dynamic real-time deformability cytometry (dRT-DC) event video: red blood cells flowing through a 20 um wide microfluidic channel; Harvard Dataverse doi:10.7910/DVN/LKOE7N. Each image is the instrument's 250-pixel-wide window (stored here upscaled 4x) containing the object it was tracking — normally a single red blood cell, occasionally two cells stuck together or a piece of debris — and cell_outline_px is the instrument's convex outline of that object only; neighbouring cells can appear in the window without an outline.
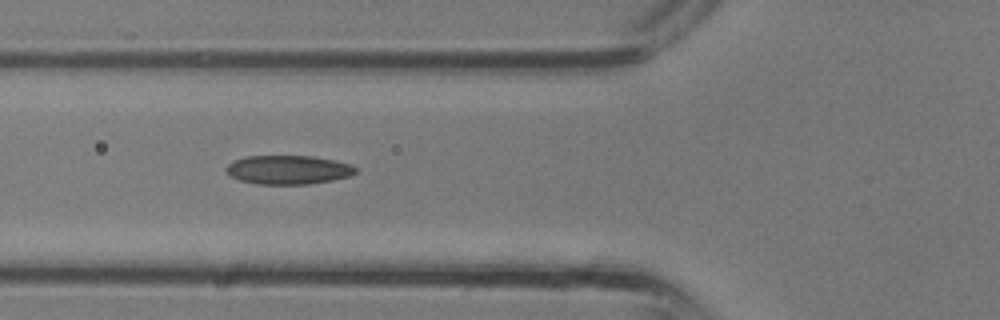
{"species": "common noctule bat (a hibernating species)", "species_latin": "Nyctalus noctula", "temperature_condition": "room temperature", "stored_images_in_passage": 11, "camera_frame_rate_fps": 3000, "um_per_image_px": 0.085, "animal": {"sex": "male", "body_mass_g": 13.3}, "frame": {"image": 1, "passage_image": 7, "time_ms": 2.0, "image_size_px": [1000, 320], "cell_outline_px": [[356, 172], [348, 176], [332, 180], [308, 184], [256, 184], [240, 180], [232, 176], [224, 168], [232, 160], [244, 156], [312, 156], [336, 160], [352, 164], [356, 168]], "centroid_in_image_um": [24.49, 14.42], "position_along_channel_um": 101.3, "area_um2": 21.85}}